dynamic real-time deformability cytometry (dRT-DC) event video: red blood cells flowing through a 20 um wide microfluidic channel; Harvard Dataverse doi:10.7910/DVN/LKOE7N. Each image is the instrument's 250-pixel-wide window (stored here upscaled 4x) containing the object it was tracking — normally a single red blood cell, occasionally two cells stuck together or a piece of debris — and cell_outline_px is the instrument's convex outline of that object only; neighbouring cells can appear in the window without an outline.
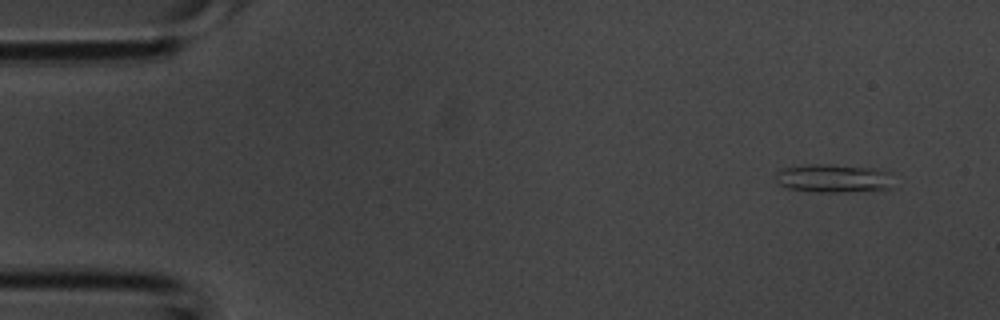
{"species": "common noctule bat (a hibernating species)", "species_latin": "Nyctalus noctula", "temperature_condition": "room temperature", "stored_images_in_passage": 40, "camera_frame_rate_fps": 3000, "um_per_image_px": 0.085, "animal": {"sex": "male", "body_mass_g": 20.1, "forearm_length_mm": 53.5}, "frame": {"image": 1, "passage_image": 2, "time_ms": 0.333, "image_size_px": [1000, 320], "cell_outline_px": [[892, 188], [848, 192], [816, 192], [788, 188], [780, 184], [776, 180], [776, 172], [780, 168], [808, 164], [832, 164], [876, 168], [892, 172]], "centroid_in_image_um": [70.87, 15.14], "position_along_channel_um": 14.1, "area_um2": 19.88}}
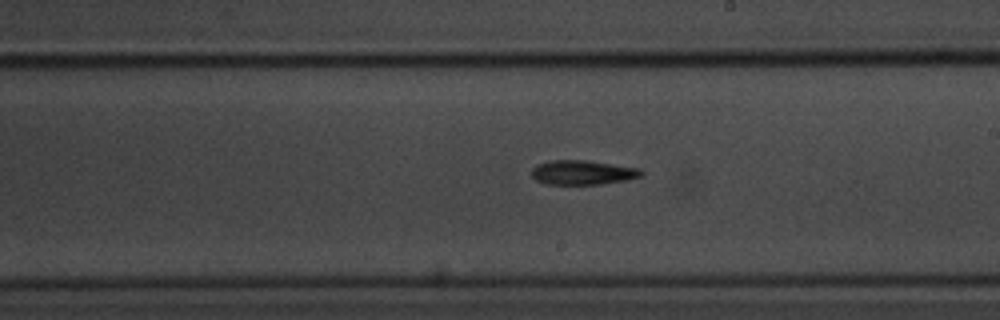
{"frame": {"image": 2, "passage_image": 22, "time_ms": 7.0, "image_size_px": [1000, 320], "cell_outline_px": [[644, 176], [624, 180], [600, 184], [544, 184], [536, 180], [532, 176], [532, 168], [536, 164], [548, 160], [584, 160], [640, 168], [644, 172]], "centroid_in_image_um": [49.51, 14.65], "position_along_channel_um": 239.5, "area_um2": 15.66}}
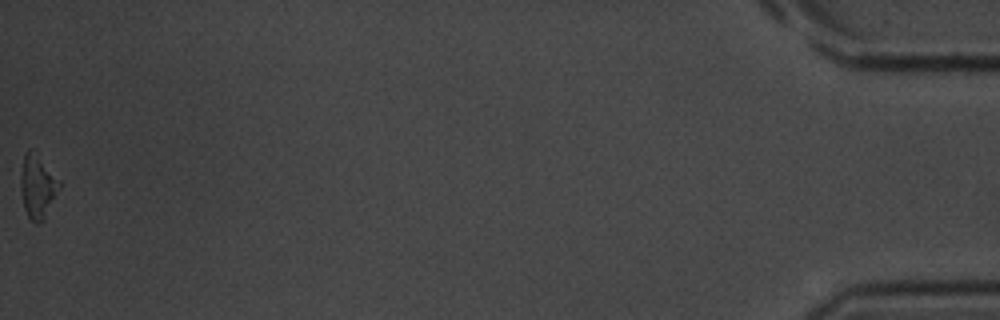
{"frame": {"image": 3, "passage_image": 40, "time_ms": 13.0, "image_size_px": [1000, 320], "cell_outline_px": [[60, 188], [44, 220], [40, 224], [36, 224], [28, 216], [24, 208], [20, 188], [20, 172], [24, 156], [28, 148], [60, 180]], "centroid_in_image_um": [3.18, 15.93], "position_along_channel_um": 432.0, "area_um2": 13.99}}